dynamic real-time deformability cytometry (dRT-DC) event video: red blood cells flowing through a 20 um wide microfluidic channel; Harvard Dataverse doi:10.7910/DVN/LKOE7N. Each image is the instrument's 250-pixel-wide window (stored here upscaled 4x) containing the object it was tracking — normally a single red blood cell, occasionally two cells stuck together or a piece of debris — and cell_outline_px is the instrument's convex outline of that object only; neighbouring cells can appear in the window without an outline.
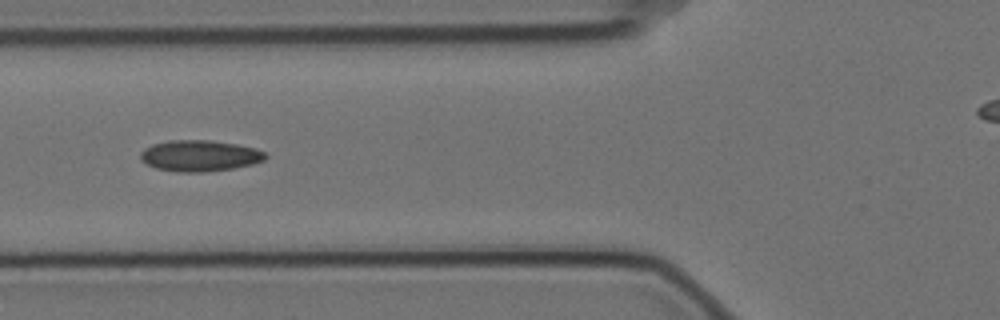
{"species": "Egyptian fruit bat (a non-hibernating species)", "species_latin": "Rousettus aegyptiacus", "temperature_condition": "cold", "stored_images_in_passage": 10, "camera_frame_rate_fps": 3000, "um_per_image_px": 0.085, "animal": {"sex": "female"}, "frame": {"image": 1, "passage_image": 5, "time_ms": 1.333, "image_size_px": [1000, 320], "cell_outline_px": [[268, 156], [264, 160], [252, 164], [232, 168], [204, 172], [176, 172], [156, 168], [140, 160], [140, 152], [144, 148], [152, 144], [168, 140], [212, 140], [236, 144], [256, 148], [264, 152]], "centroid_in_image_um": [16.95, 13.23], "position_along_channel_um": 108.8, "area_um2": 22.77}}
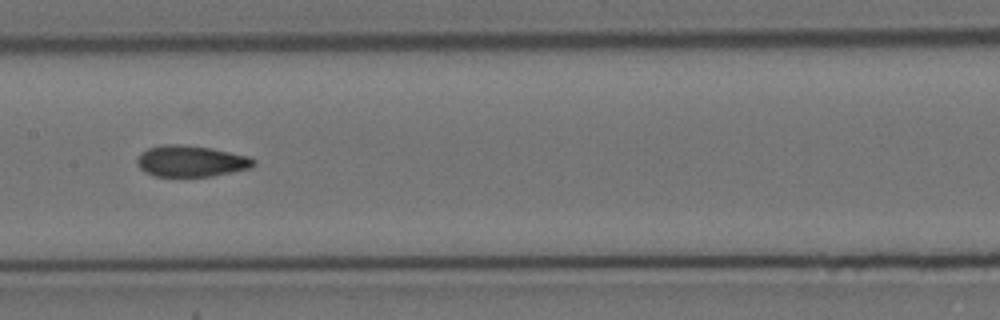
{"frame": {"image": 2, "passage_image": 7, "time_ms": 2.0, "image_size_px": [1000, 320], "cell_outline_px": [[256, 164], [252, 168], [212, 176], [156, 176], [144, 172], [136, 164], [136, 160], [148, 148], [164, 144], [176, 144], [212, 148], [248, 156], [256, 160]], "centroid_in_image_um": [16.26, 13.7], "position_along_channel_um": 191.1, "area_um2": 21.15}}
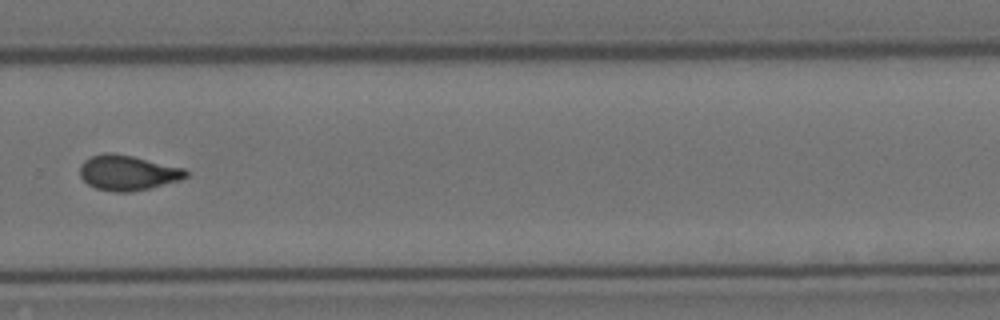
{"frame": {"image": 3, "passage_image": 10, "time_ms": 3.0, "image_size_px": [1000, 320], "cell_outline_px": [[188, 176], [180, 180], [148, 188], [128, 192], [112, 192], [96, 188], [88, 184], [80, 176], [80, 164], [88, 156], [104, 152], [112, 152], [132, 156], [184, 168], [188, 172]], "centroid_in_image_um": [10.81, 14.67], "position_along_channel_um": 319.0, "area_um2": 21.73}}